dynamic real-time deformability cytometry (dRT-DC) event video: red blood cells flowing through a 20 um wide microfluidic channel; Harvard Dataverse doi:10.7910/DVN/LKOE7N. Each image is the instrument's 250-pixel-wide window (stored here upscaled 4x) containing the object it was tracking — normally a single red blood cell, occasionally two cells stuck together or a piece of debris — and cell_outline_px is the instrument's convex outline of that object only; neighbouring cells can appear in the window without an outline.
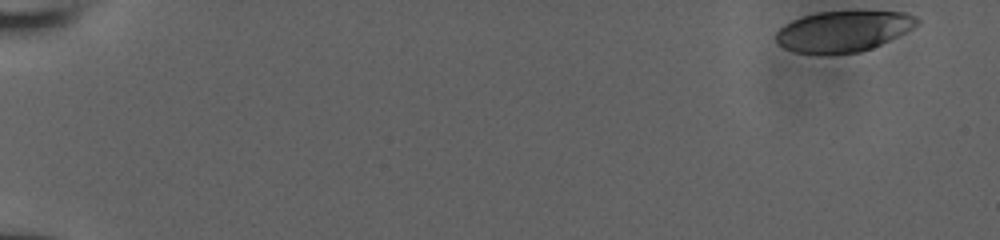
{"species": "human", "species_latin": "Homo sapiens", "temperature_condition": "room temperature", "stored_images_in_passage": 51, "camera_frame_rate_fps": 3000, "um_per_image_px": 0.085, "donor": {"sex": "male"}, "frame": {"image": 1, "passage_image": 1, "time_ms": 0.0, "image_size_px": [1000, 240], "cell_outline_px": [[920, 24], [872, 48], [860, 52], [796, 52], [784, 48], [776, 40], [776, 32], [784, 24], [792, 20], [816, 12], [904, 12], [916, 16], [920, 20]], "centroid_in_image_um": [71.68, 2.63], "position_along_channel_um": 13.3, "area_um2": 32.71}}
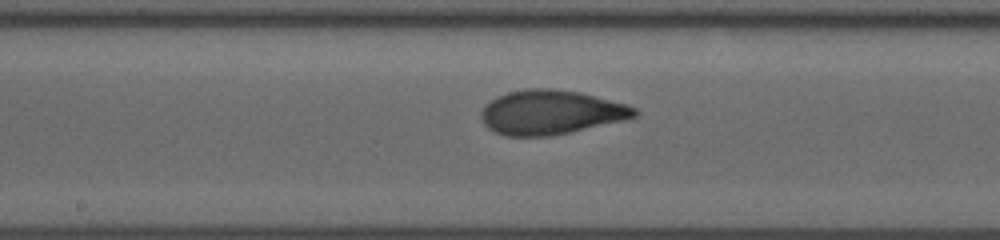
{"frame": {"image": 2, "passage_image": 28, "time_ms": 9.0, "image_size_px": [1000, 240], "cell_outline_px": [[640, 112], [636, 116], [628, 120], [548, 136], [504, 136], [488, 128], [484, 124], [480, 116], [480, 112], [484, 104], [496, 96], [508, 92], [528, 88], [552, 88], [580, 92], [624, 104], [636, 108]], "centroid_in_image_um": [46.8, 9.54], "position_along_channel_um": 201.4, "area_um2": 39.77}}
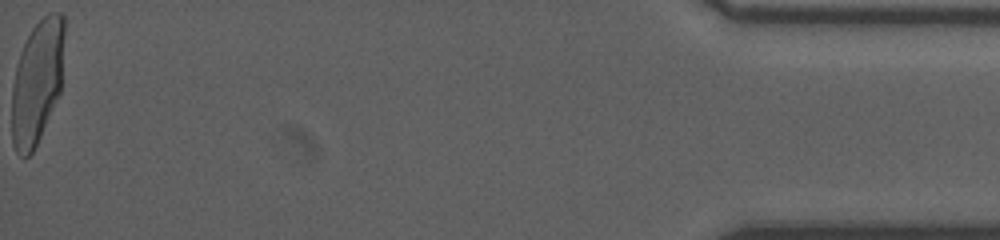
{"frame": {"image": 3, "passage_image": 51, "time_ms": 16.667, "image_size_px": [1000, 240], "cell_outline_px": [[64, 32], [60, 92], [40, 136], [32, 152], [24, 160], [16, 152], [12, 144], [12, 88], [16, 68], [20, 52], [32, 28], [48, 12], [60, 12], [64, 16]], "centroid_in_image_um": [3.14, 6.97], "position_along_channel_um": 432.1, "area_um2": 37.69}}